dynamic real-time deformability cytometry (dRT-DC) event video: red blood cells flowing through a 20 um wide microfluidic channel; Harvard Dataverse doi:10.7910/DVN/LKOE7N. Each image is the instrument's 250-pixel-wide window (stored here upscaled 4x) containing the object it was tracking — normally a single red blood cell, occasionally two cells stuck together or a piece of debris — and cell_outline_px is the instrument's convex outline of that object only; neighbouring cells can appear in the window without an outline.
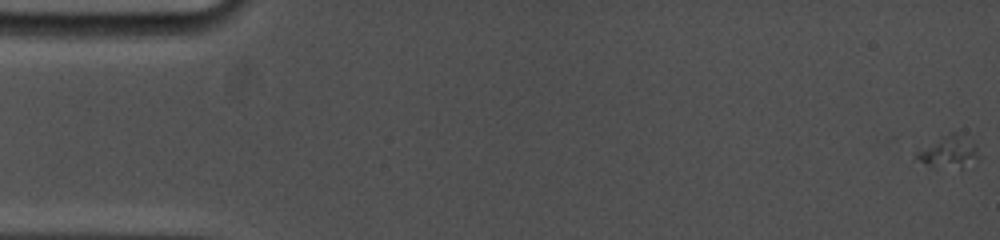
{"species": "common noctule bat (a hibernating species)", "species_latin": "Nyctalus noctula", "temperature_condition": "cold", "stored_images_in_passage": 4, "camera_frame_rate_fps": 5000, "um_per_image_px": 0.085, "animal": {"sex": "female", "body_mass_g": 19.0, "forearm_length_mm": 53.3}, "frame": {"image": 1, "passage_image": 1, "time_ms": 0.0, "image_size_px": [1000, 240], "cell_outline_px": [[980, 156], [960, 168], [928, 168], [912, 152], [952, 132], [956, 132], [972, 144], [976, 148]], "centroid_in_image_um": [80.55, 12.96], "position_along_channel_um": 4.5, "area_um2": 11.33}}